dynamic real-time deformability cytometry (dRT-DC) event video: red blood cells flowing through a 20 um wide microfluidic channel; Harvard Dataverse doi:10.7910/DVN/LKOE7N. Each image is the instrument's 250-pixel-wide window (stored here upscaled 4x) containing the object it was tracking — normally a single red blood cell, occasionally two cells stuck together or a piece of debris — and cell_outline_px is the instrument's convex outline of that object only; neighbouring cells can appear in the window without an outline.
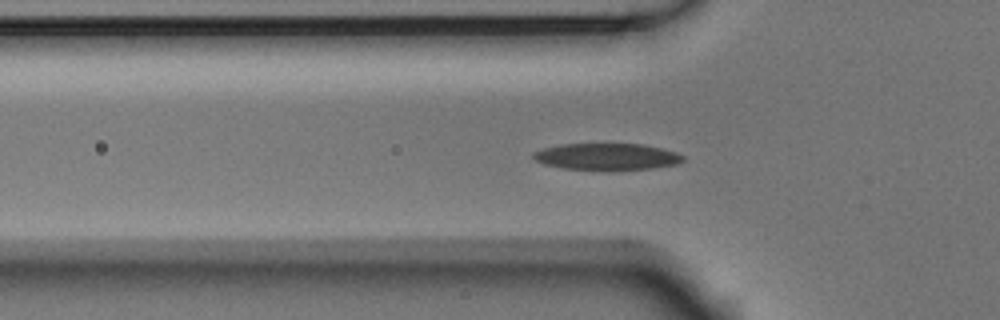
{"species": "Egyptian fruit bat (a non-hibernating species)", "species_latin": "Rousettus aegyptiacus", "temperature_condition": "room temperature", "stored_images_in_passage": 10, "camera_frame_rate_fps": 3000, "um_per_image_px": 0.085, "animal": {"sex": "male"}, "frame": {"image": 1, "passage_image": 4, "time_ms": 1.0, "image_size_px": [1000, 320], "cell_outline_px": [[684, 160], [680, 164], [652, 168], [612, 172], [608, 172], [560, 168], [544, 164], [536, 160], [532, 156], [532, 152], [544, 148], [560, 144], [644, 144], [676, 152], [684, 156]], "centroid_in_image_um": [51.59, 13.35], "position_along_channel_um": 74.2, "area_um2": 24.04}}
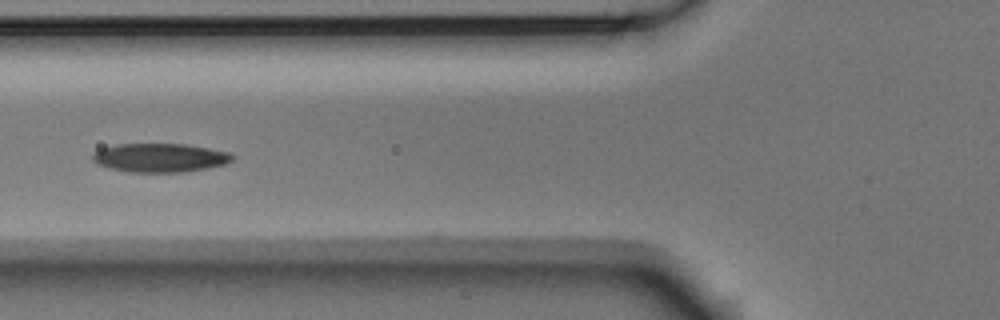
{"frame": {"image": 2, "passage_image": 7, "time_ms": 2.0, "image_size_px": [1000, 320], "cell_outline_px": [[236, 156], [232, 160], [224, 164], [208, 168], [184, 172], [128, 172], [108, 168], [96, 164], [92, 160], [92, 152], [100, 148], [116, 144], [184, 144], [208, 148], [228, 152]], "centroid_in_image_um": [13.54, 13.41], "position_along_channel_um": 112.3, "area_um2": 23.64}}